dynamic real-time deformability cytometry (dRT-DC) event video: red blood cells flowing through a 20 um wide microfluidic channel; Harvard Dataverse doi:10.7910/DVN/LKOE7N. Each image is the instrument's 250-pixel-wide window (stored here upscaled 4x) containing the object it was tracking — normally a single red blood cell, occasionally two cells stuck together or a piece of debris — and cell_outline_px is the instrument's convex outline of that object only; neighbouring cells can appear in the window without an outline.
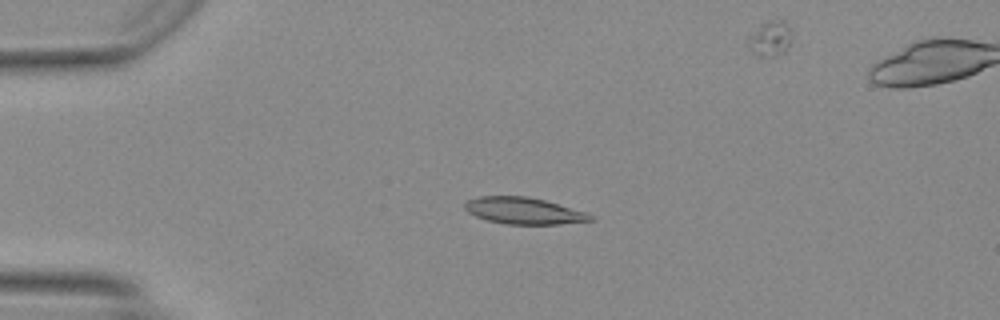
{"species": "Egyptian fruit bat (a non-hibernating species)", "species_latin": "Rousettus aegyptiacus", "temperature_condition": "warm", "stored_images_in_passage": 40, "camera_frame_rate_fps": 3000, "um_per_image_px": 0.085, "animal": {"sex": "female"}, "frame": {"image": 1, "passage_image": 2, "time_ms": 0.333, "image_size_px": [1000, 320], "cell_outline_px": [[596, 220], [560, 224], [508, 224], [488, 220], [476, 216], [468, 212], [464, 208], [464, 204], [468, 200], [480, 196], [528, 196], [544, 200], [588, 212], [596, 216]], "centroid_in_image_um": [44.59, 17.92], "position_along_channel_um": 40.4, "area_um2": 19.59}}
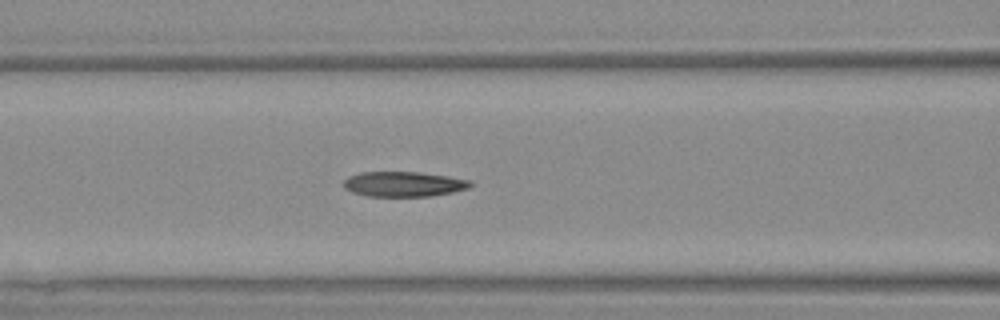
{"frame": {"image": 2, "passage_image": 11, "time_ms": 3.333, "image_size_px": [1000, 320], "cell_outline_px": [[472, 184], [468, 188], [452, 192], [432, 196], [368, 196], [352, 192], [344, 188], [344, 180], [348, 176], [360, 172], [420, 172], [448, 176], [472, 180]], "centroid_in_image_um": [34.31, 15.64], "position_along_channel_um": 132.3, "area_um2": 18.55}}
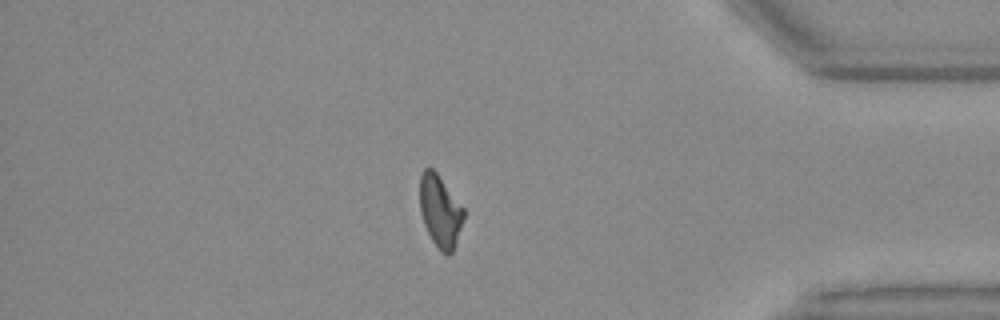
{"frame": {"image": 3, "passage_image": 32, "time_ms": 10.333, "image_size_px": [1000, 320], "cell_outline_px": [[464, 216], [452, 252], [448, 256], [440, 252], [432, 240], [424, 224], [420, 212], [420, 176], [424, 168], [432, 168], [436, 172], [464, 208]], "centroid_in_image_um": [37.39, 17.95], "position_along_channel_um": 397.8, "area_um2": 18.21}}